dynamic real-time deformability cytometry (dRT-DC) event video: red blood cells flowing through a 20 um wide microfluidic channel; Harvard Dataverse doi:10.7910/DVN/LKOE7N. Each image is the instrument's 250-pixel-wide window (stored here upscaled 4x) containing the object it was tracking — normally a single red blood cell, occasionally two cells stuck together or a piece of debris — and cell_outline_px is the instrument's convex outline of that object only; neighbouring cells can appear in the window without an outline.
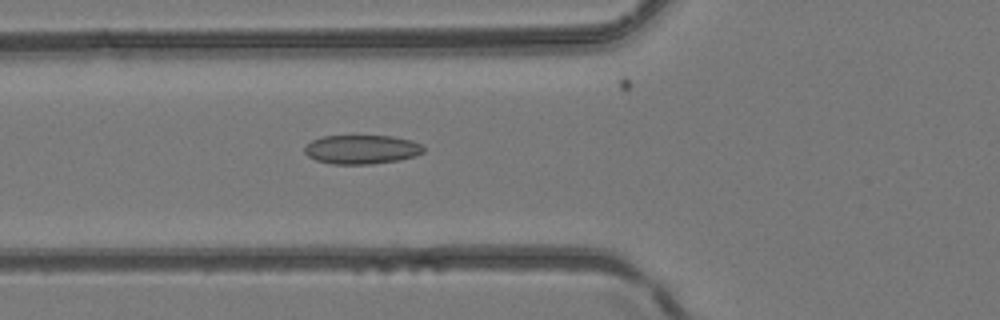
{"species": "common noctule bat (a hibernating species)", "species_latin": "Nyctalus noctula", "temperature_condition": "room temperature", "stored_images_in_passage": 47, "camera_frame_rate_fps": 3000, "um_per_image_px": 0.085, "animal": {"sex": "female", "body_mass_g": 24.6, "forearm_length_mm": 56.2}, "frame": {"image": 1, "passage_image": 18, "time_ms": 5.667, "image_size_px": [1000, 320], "cell_outline_px": [[424, 152], [416, 156], [400, 160], [372, 164], [332, 164], [316, 160], [308, 156], [304, 152], [304, 148], [312, 140], [324, 136], [392, 136], [412, 140], [420, 144], [424, 148]], "centroid_in_image_um": [30.76, 12.71], "position_along_channel_um": 95.0, "area_um2": 20.17}}
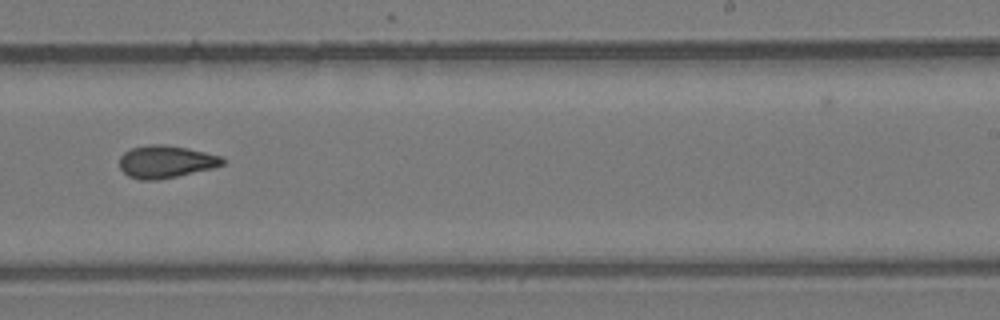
{"frame": {"image": 2, "passage_image": 30, "time_ms": 9.667, "image_size_px": [1000, 320], "cell_outline_px": [[224, 164], [212, 168], [176, 176], [156, 180], [140, 180], [128, 176], [120, 168], [120, 156], [124, 152], [132, 148], [148, 144], [164, 144], [188, 148], [220, 156], [224, 160]], "centroid_in_image_um": [14.06, 13.74], "position_along_channel_um": 274.9, "area_um2": 19.36}}
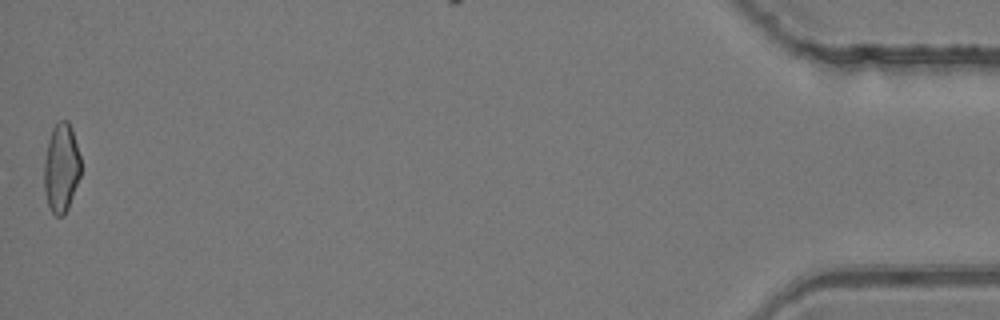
{"frame": {"image": 3, "passage_image": 47, "time_ms": 15.333, "image_size_px": [1000, 320], "cell_outline_px": [[80, 176], [68, 208], [64, 216], [56, 216], [52, 212], [48, 204], [44, 188], [44, 160], [48, 140], [52, 128], [60, 120], [68, 120], [72, 128], [80, 156]], "centroid_in_image_um": [5.2, 14.26], "position_along_channel_um": 430.0, "area_um2": 19.02}}